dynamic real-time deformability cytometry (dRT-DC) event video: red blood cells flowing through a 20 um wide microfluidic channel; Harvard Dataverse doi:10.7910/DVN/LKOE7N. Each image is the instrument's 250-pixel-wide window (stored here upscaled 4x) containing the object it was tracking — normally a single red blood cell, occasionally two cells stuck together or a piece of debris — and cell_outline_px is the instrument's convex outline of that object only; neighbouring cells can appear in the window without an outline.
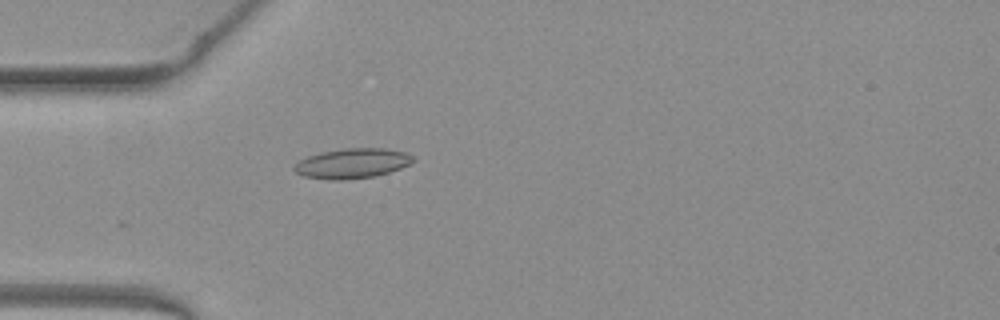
{"species": "common noctule bat (a hibernating species)", "species_latin": "Nyctalus noctula", "temperature_condition": "warm", "stored_images_in_passage": 15, "camera_frame_rate_fps": 3000, "um_per_image_px": 0.085, "animal": {"sex": "female", "body_mass_g": 19.3, "forearm_length_mm": 54.1}, "frame": {"image": 1, "passage_image": 7, "time_ms": 2.0, "image_size_px": [1000, 320], "cell_outline_px": [[416, 160], [400, 168], [376, 176], [340, 180], [332, 180], [304, 176], [296, 172], [292, 168], [300, 160], [308, 156], [320, 152], [344, 148], [384, 148], [404, 152], [412, 156]], "centroid_in_image_um": [29.93, 13.88], "position_along_channel_um": 55.1, "area_um2": 20.58}}
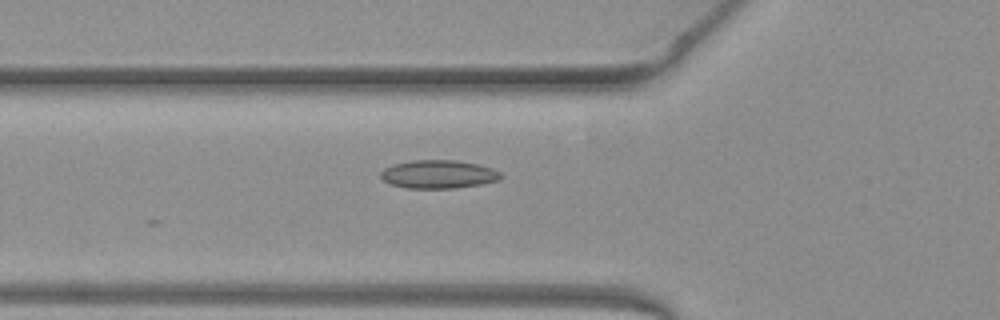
{"frame": {"image": 2, "passage_image": 10, "time_ms": 3.0, "image_size_px": [1000, 320], "cell_outline_px": [[504, 176], [500, 180], [484, 184], [456, 188], [408, 188], [388, 184], [380, 176], [380, 172], [384, 168], [392, 164], [412, 160], [456, 160], [476, 164], [492, 168], [500, 172]], "centroid_in_image_um": [37.27, 14.81], "position_along_channel_um": 88.5, "area_um2": 20.06}}
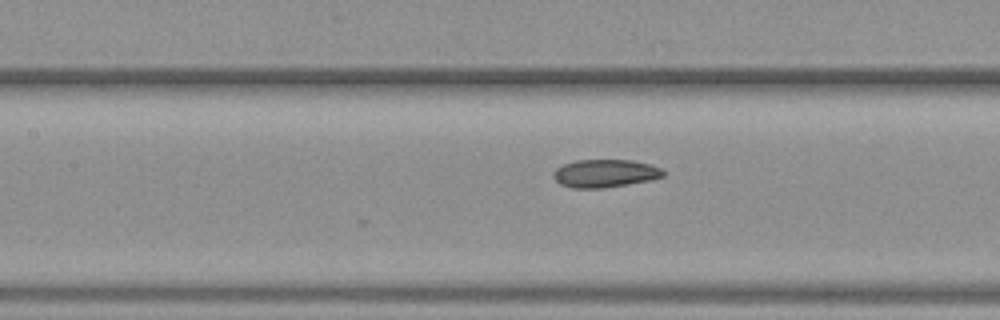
{"frame": {"image": 3, "passage_image": 15, "time_ms": 4.667, "image_size_px": [1000, 320], "cell_outline_px": [[664, 176], [652, 180], [604, 188], [572, 188], [560, 184], [552, 176], [552, 172], [556, 168], [564, 164], [576, 160], [632, 160], [648, 164], [660, 168], [664, 172]], "centroid_in_image_um": [51.4, 14.74], "position_along_channel_um": 156.0, "area_um2": 17.92}}